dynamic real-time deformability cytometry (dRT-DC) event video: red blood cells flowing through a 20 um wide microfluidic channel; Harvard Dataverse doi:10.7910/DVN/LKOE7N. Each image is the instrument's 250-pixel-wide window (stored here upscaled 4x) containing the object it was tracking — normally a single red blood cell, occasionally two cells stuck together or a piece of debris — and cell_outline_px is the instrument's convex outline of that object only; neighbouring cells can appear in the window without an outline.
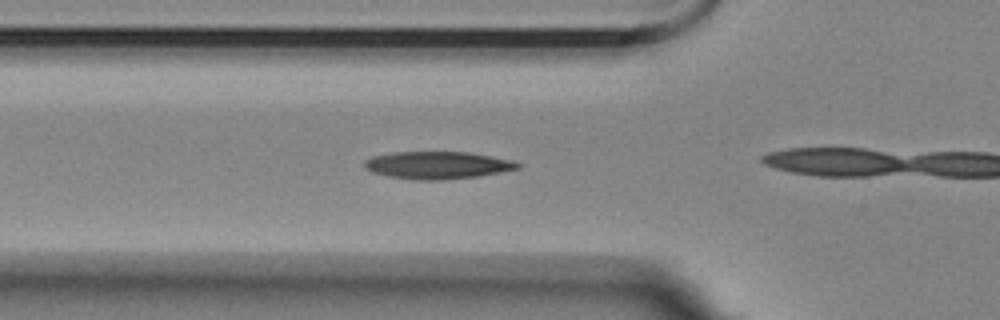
{"species": "Egyptian fruit bat (a non-hibernating species)", "species_latin": "Rousettus aegyptiacus", "temperature_condition": "room temperature", "stored_images_in_passage": 3, "camera_frame_rate_fps": 3000, "um_per_image_px": 0.085, "animal": {"sex": "female"}, "frame": {"image": 1, "passage_image": 2, "time_ms": 0.333, "image_size_px": [1000, 320], "cell_outline_px": [[520, 168], [476, 176], [440, 180], [416, 180], [388, 176], [372, 172], [364, 168], [364, 160], [372, 156], [392, 152], [468, 152], [492, 156], [512, 160], [520, 164]], "centroid_in_image_um": [37.13, 14.03], "position_along_channel_um": 88.7, "area_um2": 24.39}}